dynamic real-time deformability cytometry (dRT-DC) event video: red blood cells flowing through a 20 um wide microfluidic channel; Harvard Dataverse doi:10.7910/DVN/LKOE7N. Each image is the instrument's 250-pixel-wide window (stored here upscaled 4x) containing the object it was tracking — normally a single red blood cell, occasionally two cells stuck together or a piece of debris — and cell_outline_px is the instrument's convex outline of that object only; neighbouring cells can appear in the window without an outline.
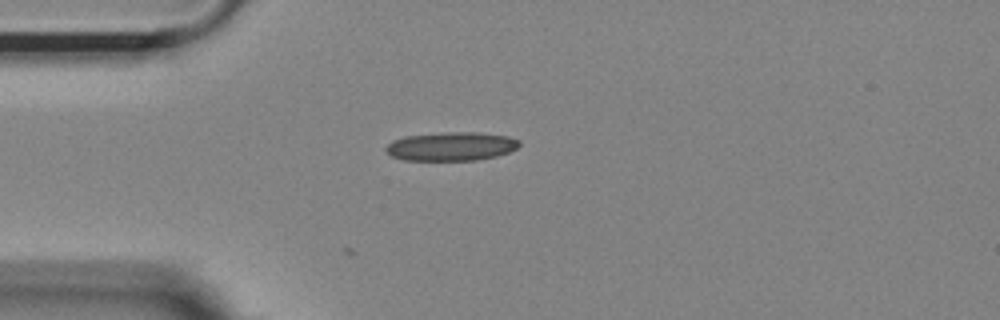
{"species": "Egyptian fruit bat (a non-hibernating species)", "species_latin": "Rousettus aegyptiacus", "temperature_condition": "room temperature", "stored_images_in_passage": 22, "camera_frame_rate_fps": 3000, "um_per_image_px": 0.085, "animal": {"sex": "female"}, "frame": {"image": 1, "passage_image": 1, "time_ms": 0.0, "image_size_px": [1000, 320], "cell_outline_px": [[520, 144], [516, 148], [508, 152], [496, 156], [476, 160], [404, 160], [392, 156], [384, 148], [392, 140], [404, 136], [444, 132], [476, 132], [508, 136], [520, 140]], "centroid_in_image_um": [38.35, 12.43], "position_along_channel_um": 46.7, "area_um2": 22.31}}
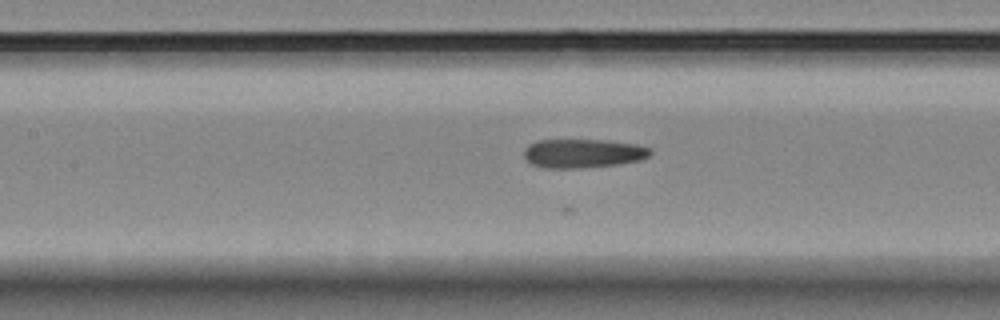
{"frame": {"image": 2, "passage_image": 11, "time_ms": 3.333, "image_size_px": [1000, 320], "cell_outline_px": [[652, 152], [648, 156], [640, 160], [620, 164], [580, 168], [548, 168], [532, 164], [524, 156], [524, 148], [528, 144], [536, 140], [608, 140], [636, 144], [652, 148]], "centroid_in_image_um": [49.57, 13.03], "position_along_channel_um": 157.8, "area_um2": 21.39}}
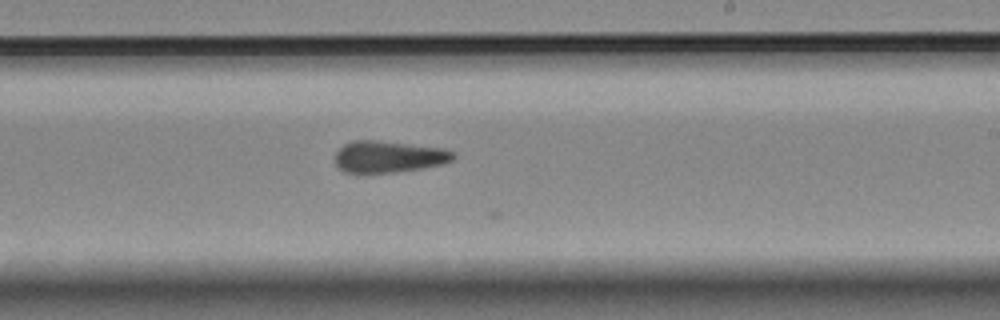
{"frame": {"image": 3, "passage_image": 19, "time_ms": 6.0, "image_size_px": [1000, 320], "cell_outline_px": [[456, 156], [452, 160], [444, 164], [424, 168], [396, 172], [344, 172], [336, 164], [336, 152], [344, 144], [352, 140], [376, 140], [444, 148], [452, 152]], "centroid_in_image_um": [33.06, 13.31], "position_along_channel_um": 255.9, "area_um2": 21.73}}